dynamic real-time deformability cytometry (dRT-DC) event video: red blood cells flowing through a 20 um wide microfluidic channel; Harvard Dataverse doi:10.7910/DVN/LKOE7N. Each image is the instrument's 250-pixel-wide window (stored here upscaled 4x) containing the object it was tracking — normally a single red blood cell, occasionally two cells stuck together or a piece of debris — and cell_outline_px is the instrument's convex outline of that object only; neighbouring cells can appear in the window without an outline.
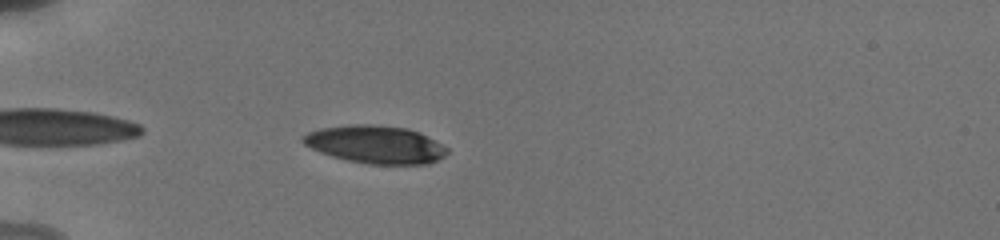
{"species": "human", "species_latin": "Homo sapiens", "temperature_condition": "cold", "stored_images_in_passage": 72, "camera_frame_rate_fps": 3000, "um_per_image_px": 0.085, "donor": {"sex": "male"}, "frame": {"image": 1, "passage_image": 4, "time_ms": 0.667, "image_size_px": [1000, 240], "cell_outline_px": [[448, 152], [444, 156], [428, 164], [368, 164], [348, 160], [332, 156], [320, 152], [304, 144], [300, 140], [300, 136], [308, 132], [320, 128], [352, 124], [372, 124], [408, 128], [420, 132], [448, 148]], "centroid_in_image_um": [31.9, 12.27], "position_along_channel_um": 53.1, "area_um2": 31.85}}
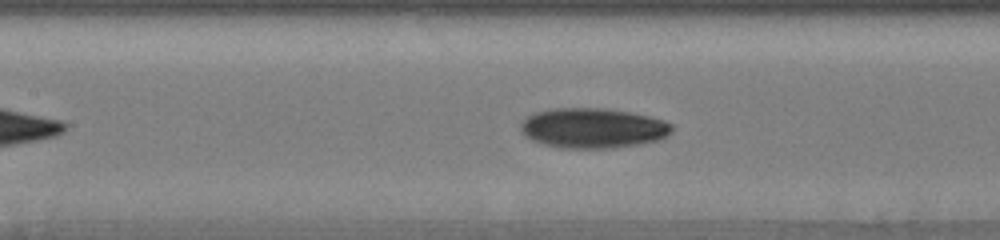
{"frame": {"image": 2, "passage_image": 18, "time_ms": 4.0, "image_size_px": [1000, 240], "cell_outline_px": [[672, 132], [668, 136], [660, 140], [612, 148], [560, 148], [544, 144], [532, 140], [524, 136], [520, 132], [520, 124], [528, 116], [536, 112], [552, 108], [604, 108], [628, 112], [648, 116], [664, 120], [672, 124]], "centroid_in_image_um": [50.39, 10.89], "position_along_channel_um": 157.0, "area_um2": 35.37}}
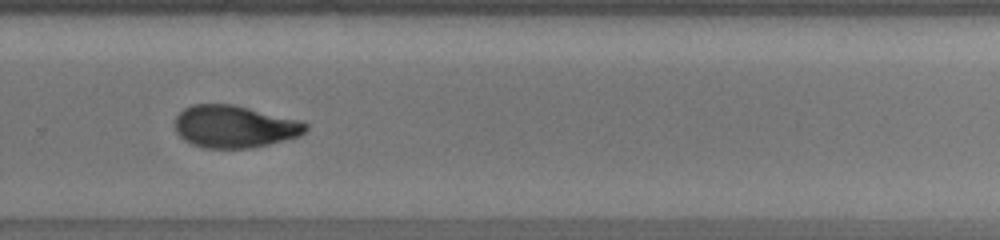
{"frame": {"image": 3, "passage_image": 38, "time_ms": 8.0, "image_size_px": [1000, 240], "cell_outline_px": [[308, 128], [300, 136], [252, 148], [204, 148], [192, 144], [184, 140], [176, 132], [176, 116], [184, 108], [192, 104], [236, 104], [304, 120], [308, 124]], "centroid_in_image_um": [19.98, 10.74], "position_along_channel_um": 309.8, "area_um2": 32.71}, "authors_computed_cell_mechanics": {"area_um2": 31.9056, "velocity_mm_per_s": 3.8386, "shape_relaxation_time_tau1_ms": 3.6324, "shape_relaxation_time_tau2_ms": 2.4806, "deformation_change_tau1": 0.1522, "deformation_change_tau2": 0.0802}}